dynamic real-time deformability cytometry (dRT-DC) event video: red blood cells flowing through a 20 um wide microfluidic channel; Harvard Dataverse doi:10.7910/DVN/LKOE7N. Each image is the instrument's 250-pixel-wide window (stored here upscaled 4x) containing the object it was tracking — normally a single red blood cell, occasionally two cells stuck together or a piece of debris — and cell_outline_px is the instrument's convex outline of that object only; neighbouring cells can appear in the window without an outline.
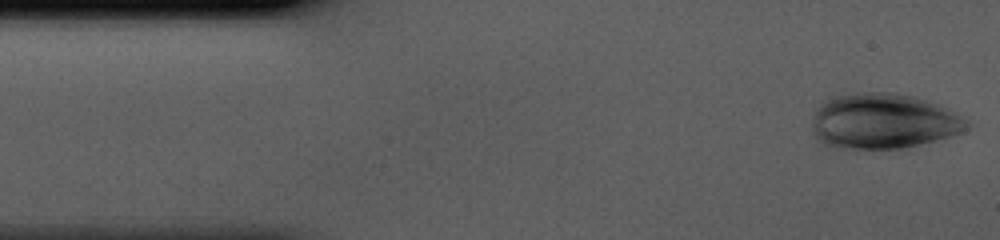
{"species": "human", "species_latin": "Homo sapiens", "temperature_condition": "cold", "stored_images_in_passage": 41, "camera_frame_rate_fps": 3000, "um_per_image_px": 0.085, "donor": {"sex": "male"}, "frame": {"image": 1, "passage_image": 1, "time_ms": 0.0, "image_size_px": [1000, 240], "cell_outline_px": [[968, 128], [952, 136], [920, 144], [900, 148], [832, 148], [824, 144], [816, 136], [812, 128], [812, 120], [816, 108], [820, 104], [836, 96], [856, 92], [896, 92], [928, 100], [940, 104], [968, 120]], "centroid_in_image_um": [75.08, 10.29], "position_along_channel_um": 9.9, "area_um2": 50.0}}
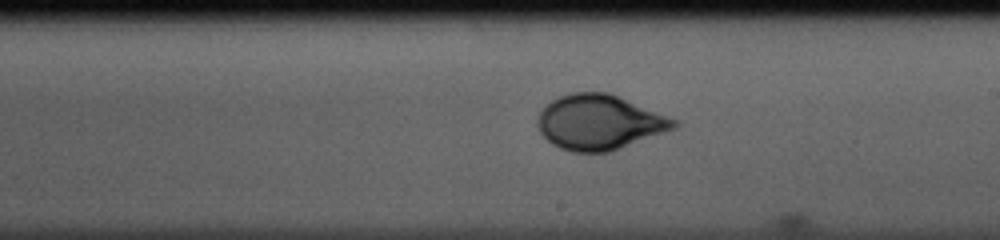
{"frame": {"image": 2, "passage_image": 23, "time_ms": 7.333, "image_size_px": [1000, 240], "cell_outline_px": [[680, 124], [676, 128], [608, 152], [572, 152], [560, 148], [552, 144], [540, 132], [536, 124], [536, 120], [540, 112], [552, 100], [560, 96], [572, 92], [608, 92], [676, 120]], "centroid_in_image_um": [50.91, 10.39], "position_along_channel_um": 238.1, "area_um2": 43.18}}
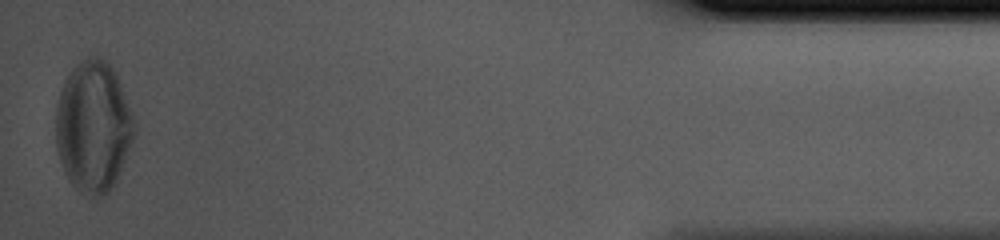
{"frame": {"image": 3, "passage_image": 41, "time_ms": 13.333, "image_size_px": [1000, 240], "cell_outline_px": [[136, 132], [116, 184], [104, 196], [84, 196], [68, 180], [60, 160], [56, 148], [56, 108], [60, 92], [72, 68], [76, 64], [88, 56], [100, 56], [116, 72], [132, 112], [136, 124]], "centroid_in_image_um": [7.95, 10.79], "position_along_channel_um": 427.2, "area_um2": 60.4}}